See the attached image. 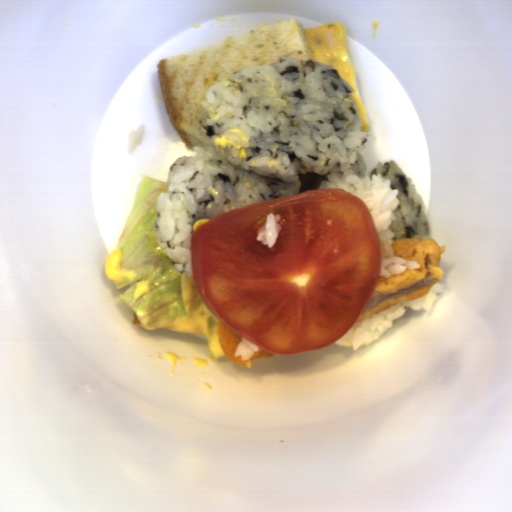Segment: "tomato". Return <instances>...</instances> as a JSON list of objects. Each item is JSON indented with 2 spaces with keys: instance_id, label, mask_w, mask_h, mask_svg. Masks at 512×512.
Instances as JSON below:
<instances>
[{
  "instance_id": "512abeb7",
  "label": "tomato",
  "mask_w": 512,
  "mask_h": 512,
  "mask_svg": "<svg viewBox=\"0 0 512 512\" xmlns=\"http://www.w3.org/2000/svg\"><path fill=\"white\" fill-rule=\"evenodd\" d=\"M280 214L273 248L256 241ZM382 248L364 201L317 188L221 213L190 236L194 287L235 335L275 355L324 348L357 322L381 277Z\"/></svg>"
}]
</instances>
